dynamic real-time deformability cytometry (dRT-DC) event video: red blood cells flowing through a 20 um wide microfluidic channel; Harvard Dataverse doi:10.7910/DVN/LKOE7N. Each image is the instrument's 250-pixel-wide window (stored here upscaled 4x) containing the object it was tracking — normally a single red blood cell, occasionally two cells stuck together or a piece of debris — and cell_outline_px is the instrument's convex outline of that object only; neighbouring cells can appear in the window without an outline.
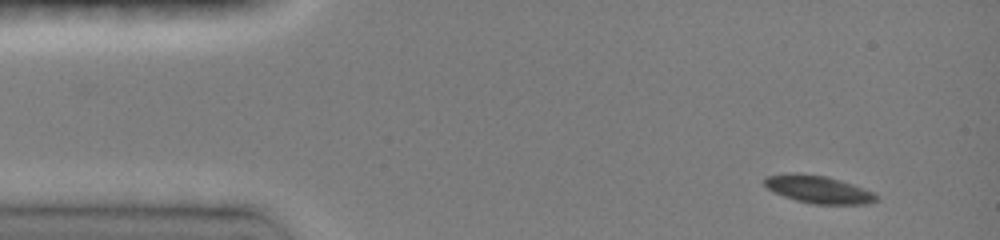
{"species": "common noctule bat (a hibernating species)", "species_latin": "Nyctalus noctula", "temperature_condition": "room temperature", "stored_images_in_passage": 8, "camera_frame_rate_fps": 3000, "um_per_image_px": 0.085, "animal": {"sex": "female", "body_mass_g": 19.0, "forearm_length_mm": 51.5}, "frame": {"image": 1, "passage_image": 1, "time_ms": 0.0, "image_size_px": [1000, 240], "cell_outline_px": [[880, 200], [868, 204], [812, 204], [796, 200], [784, 196], [768, 188], [764, 184], [764, 176], [792, 172], [796, 172], [824, 176], [840, 180], [852, 184], [872, 192], [880, 196]], "centroid_in_image_um": [69.57, 16.1], "position_along_channel_um": 15.4, "area_um2": 18.03}}
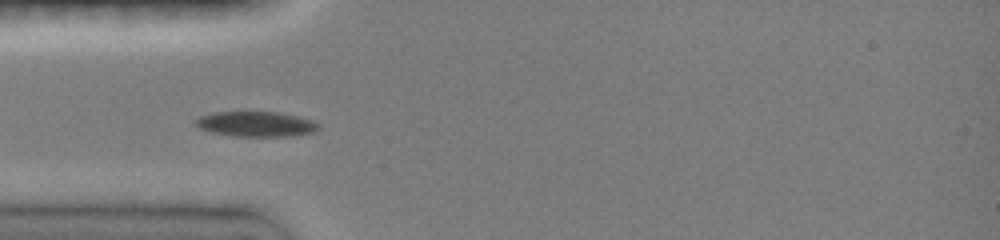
{"frame": {"image": 2, "passage_image": 4, "time_ms": 3.333, "image_size_px": [1000, 240], "cell_outline_px": [[320, 128], [312, 132], [292, 136], [236, 136], [212, 132], [200, 128], [192, 120], [200, 116], [212, 112], [280, 112], [312, 120], [320, 124]], "centroid_in_image_um": [21.75, 10.54], "position_along_channel_um": 63.2, "area_um2": 17.98}}
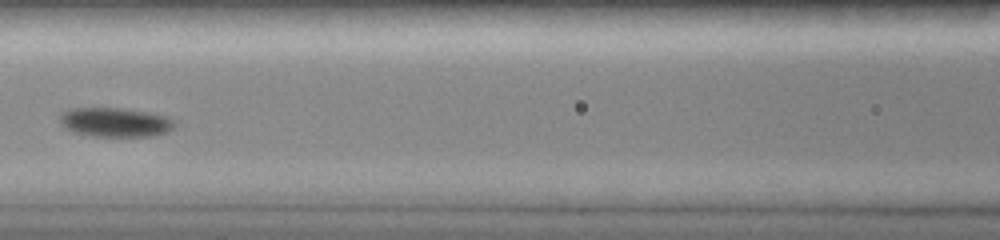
{"frame": {"image": 3, "passage_image": 6, "time_ms": 5.667, "image_size_px": [1000, 240], "cell_outline_px": [[176, 124], [168, 132], [152, 136], [92, 136], [72, 132], [64, 128], [60, 124], [60, 112], [68, 108], [124, 108], [148, 112], [168, 116], [176, 120]], "centroid_in_image_um": [9.78, 10.38], "position_along_channel_um": 156.8, "area_um2": 19.94}}